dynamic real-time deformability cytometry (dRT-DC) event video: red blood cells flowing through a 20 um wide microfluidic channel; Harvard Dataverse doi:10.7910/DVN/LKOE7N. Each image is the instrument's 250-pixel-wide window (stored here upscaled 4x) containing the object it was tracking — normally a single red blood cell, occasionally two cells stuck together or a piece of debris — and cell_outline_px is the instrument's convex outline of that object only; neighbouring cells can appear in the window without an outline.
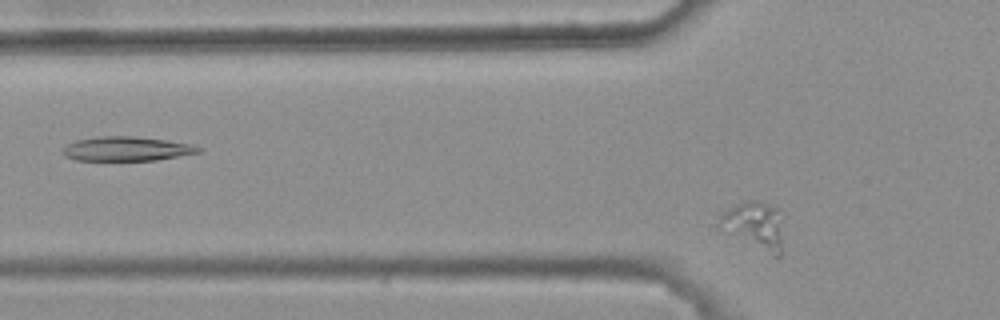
{"species": "common noctule bat (a hibernating species)", "species_latin": "Nyctalus noctula", "temperature_condition": "warm", "stored_images_in_passage": 6, "camera_frame_rate_fps": 3000, "um_per_image_px": 0.085, "animal": {"sex": "female", "body_mass_g": 25.1}, "frame": {"image": 1, "passage_image": 6, "time_ms": 1.667, "image_size_px": [1000, 320], "cell_outline_px": [[784, 252], [780, 256], [772, 256], [720, 228], [716, 224], [720, 212], [748, 200], [760, 200], [776, 204], [780, 208]], "centroid_in_image_um": [64.2, 19.14], "position_along_channel_um": 61.6, "area_um2": 18.32}}